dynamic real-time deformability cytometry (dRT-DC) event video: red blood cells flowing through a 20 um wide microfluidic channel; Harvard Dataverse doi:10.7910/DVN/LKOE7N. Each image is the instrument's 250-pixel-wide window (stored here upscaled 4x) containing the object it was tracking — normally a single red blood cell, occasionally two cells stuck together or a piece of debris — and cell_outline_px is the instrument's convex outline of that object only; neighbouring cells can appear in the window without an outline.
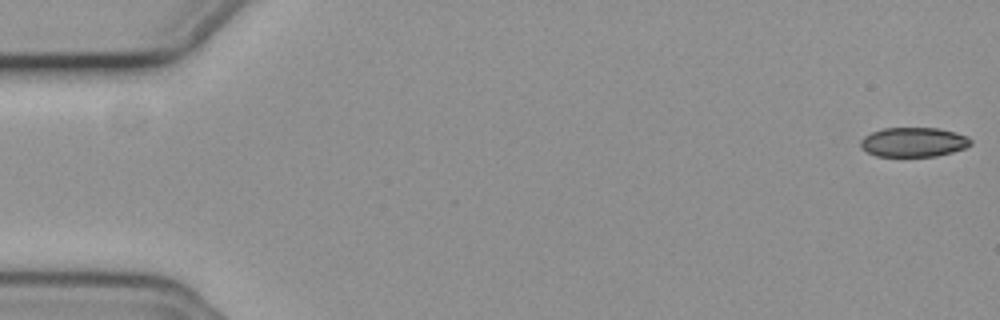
{"species": "common noctule bat (a hibernating species)", "species_latin": "Nyctalus noctula", "temperature_condition": "cold", "stored_images_in_passage": 49, "camera_frame_rate_fps": 3000, "um_per_image_px": 0.085, "animal": {"sex": "female", "body_mass_g": 19.3, "forearm_length_mm": 54.1}, "frame": {"image": 1, "passage_image": 1, "time_ms": 0.0, "image_size_px": [1000, 320], "cell_outline_px": [[972, 144], [964, 148], [952, 152], [936, 156], [876, 156], [860, 148], [860, 140], [864, 136], [872, 132], [884, 128], [940, 128], [956, 132], [968, 136], [972, 140]], "centroid_in_image_um": [77.66, 12.07], "position_along_channel_um": 7.3, "area_um2": 19.02}}
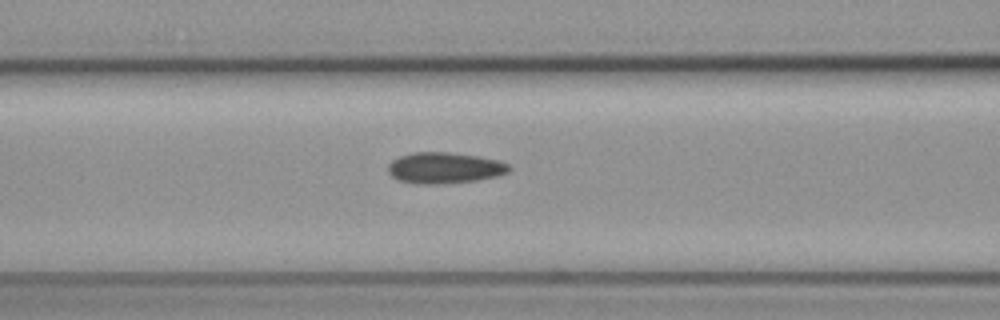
{"frame": {"image": 2, "passage_image": 23, "time_ms": 7.333, "image_size_px": [1000, 320], "cell_outline_px": [[512, 168], [508, 172], [496, 176], [476, 180], [444, 184], [416, 184], [396, 180], [388, 172], [388, 164], [392, 160], [400, 156], [416, 152], [448, 152], [476, 156], [500, 160], [508, 164]], "centroid_in_image_um": [37.77, 14.28], "position_along_channel_um": 128.8, "area_um2": 22.02}}
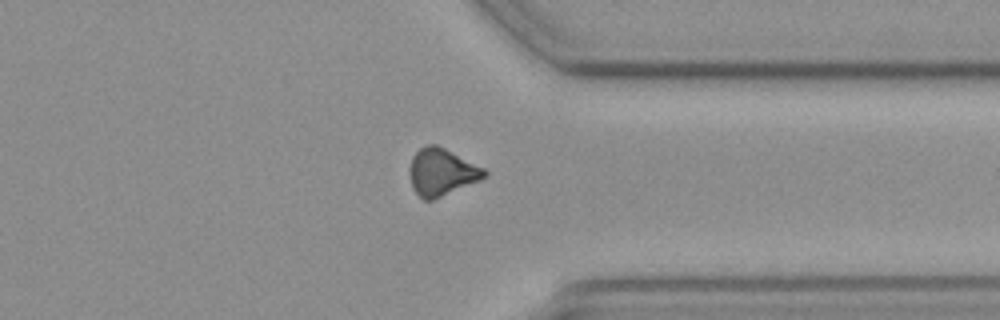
{"frame": {"image": 3, "passage_image": 43, "time_ms": 14.0, "image_size_px": [1000, 320], "cell_outline_px": [[488, 176], [480, 180], [432, 200], [424, 200], [412, 188], [408, 172], [408, 168], [412, 156], [420, 148], [428, 144], [436, 144], [484, 168], [488, 172]], "centroid_in_image_um": [37.51, 14.62], "position_along_channel_um": 373.9, "area_um2": 20.52}}